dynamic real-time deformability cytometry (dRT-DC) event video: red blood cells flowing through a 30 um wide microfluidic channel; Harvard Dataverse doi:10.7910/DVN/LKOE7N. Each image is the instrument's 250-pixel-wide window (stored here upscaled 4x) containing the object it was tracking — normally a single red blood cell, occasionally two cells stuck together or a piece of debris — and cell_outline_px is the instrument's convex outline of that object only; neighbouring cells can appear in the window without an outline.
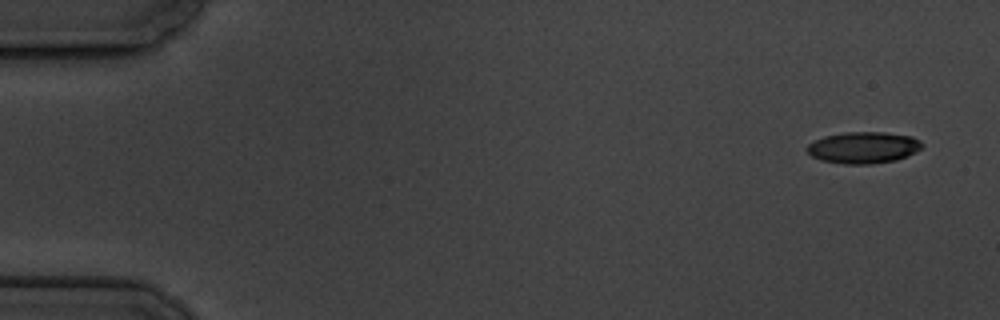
{"species": "common noctule bat (a hibernating species)", "species_latin": "Nyctalus noctula", "temperature_condition": "cold", "stored_images_in_passage": 11, "camera_frame_rate_fps": 3000, "um_per_image_px": 0.085, "animal": {"sex": "male", "body_mass_g": 19.5, "forearm_length_mm": 54.6}, "frame": {"image": 1, "passage_image": 1, "time_ms": 0.0, "image_size_px": [1000, 320], "cell_outline_px": [[924, 144], [920, 148], [896, 160], [872, 164], [844, 164], [820, 160], [812, 156], [804, 148], [808, 144], [824, 136], [844, 132], [884, 132], [912, 136], [920, 140]], "centroid_in_image_um": [73.35, 12.54], "position_along_channel_um": 11.7, "area_um2": 21.1}}
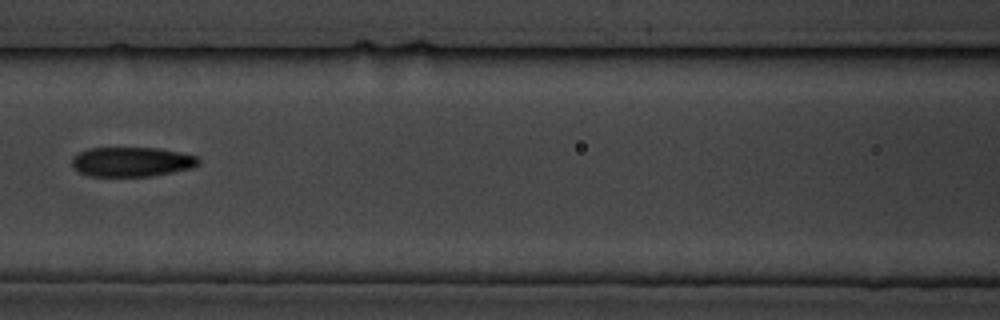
{"frame": {"image": 2, "passage_image": 7, "time_ms": 8.0, "image_size_px": [1000, 320], "cell_outline_px": [[200, 164], [192, 168], [152, 176], [88, 176], [76, 172], [72, 168], [72, 156], [88, 148], [160, 148], [180, 152], [196, 156], [200, 160]], "centroid_in_image_um": [11.17, 13.76], "position_along_channel_um": 155.4, "area_um2": 22.08}}
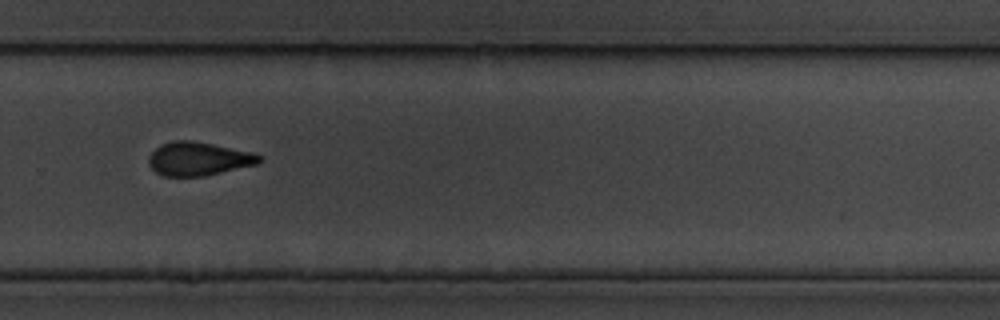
{"frame": {"image": 3, "passage_image": 11, "time_ms": 12.667, "image_size_px": [1000, 320], "cell_outline_px": [[264, 160], [260, 164], [204, 176], [164, 176], [156, 172], [148, 164], [148, 156], [160, 144], [172, 140], [192, 140], [252, 152], [260, 156]], "centroid_in_image_um": [16.88, 13.5], "position_along_channel_um": 312.9, "area_um2": 21.79}}